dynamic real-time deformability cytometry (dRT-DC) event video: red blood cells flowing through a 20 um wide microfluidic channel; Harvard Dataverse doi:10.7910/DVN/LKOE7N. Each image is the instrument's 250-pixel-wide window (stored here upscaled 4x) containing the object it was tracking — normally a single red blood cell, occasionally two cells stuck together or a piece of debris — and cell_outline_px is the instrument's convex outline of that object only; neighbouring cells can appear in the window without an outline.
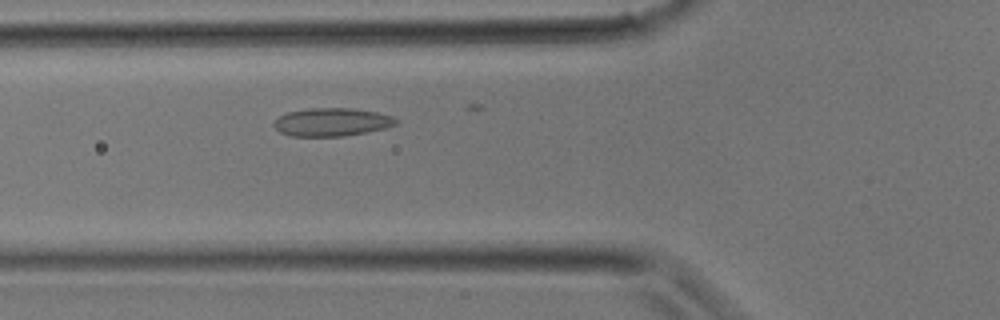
{"species": "common noctule bat (a hibernating species)", "species_latin": "Nyctalus noctula", "temperature_condition": "room temperature", "stored_images_in_passage": 15, "camera_frame_rate_fps": 3000, "um_per_image_px": 0.085, "animal": {"sex": "male", "body_mass_g": 17.9}, "frame": {"image": 1, "passage_image": 8, "time_ms": 2.333, "image_size_px": [1000, 320], "cell_outline_px": [[400, 124], [368, 132], [344, 136], [288, 136], [280, 132], [272, 124], [280, 116], [288, 112], [308, 108], [352, 108], [376, 112], [392, 116]], "centroid_in_image_um": [28.21, 10.38], "position_along_channel_um": 97.6, "area_um2": 20.06}}
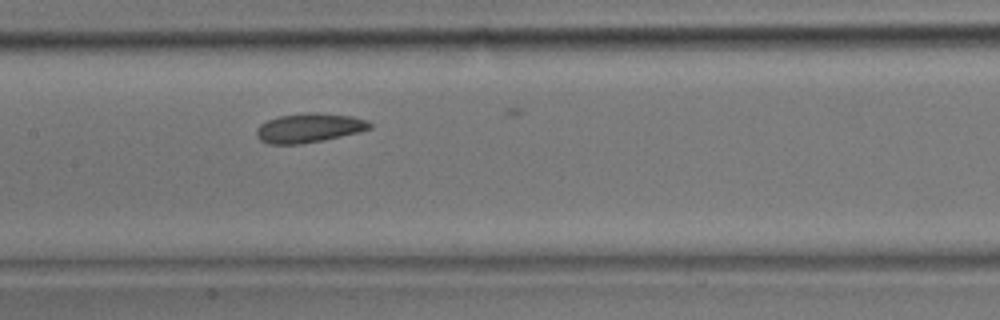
{"frame": {"image": 2, "passage_image": 12, "time_ms": 3.667, "image_size_px": [1000, 320], "cell_outline_px": [[372, 128], [340, 136], [300, 144], [268, 144], [260, 140], [256, 136], [256, 128], [260, 124], [268, 120], [280, 116], [304, 112], [352, 116], [368, 120], [372, 124]], "centroid_in_image_um": [26.23, 10.87], "position_along_channel_um": 181.2, "area_um2": 19.07}}
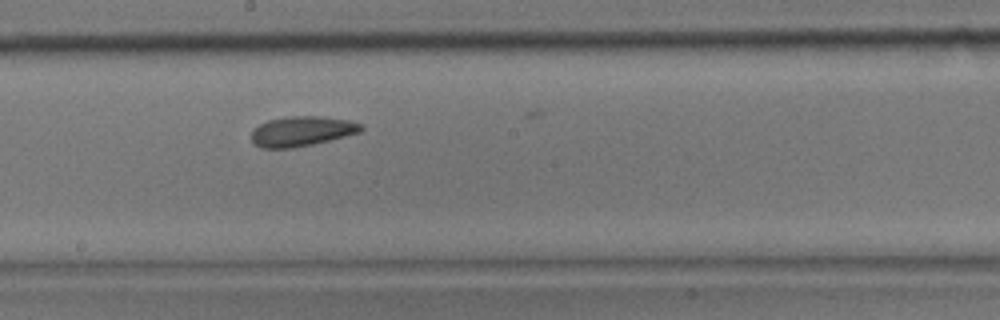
{"frame": {"image": 3, "passage_image": 14, "time_ms": 4.333, "image_size_px": [1000, 320], "cell_outline_px": [[364, 128], [360, 132], [312, 144], [292, 148], [260, 148], [252, 140], [252, 128], [268, 120], [288, 116], [320, 116], [352, 120], [360, 124]], "centroid_in_image_um": [25.64, 11.14], "position_along_channel_um": 222.6, "area_um2": 19.07}}